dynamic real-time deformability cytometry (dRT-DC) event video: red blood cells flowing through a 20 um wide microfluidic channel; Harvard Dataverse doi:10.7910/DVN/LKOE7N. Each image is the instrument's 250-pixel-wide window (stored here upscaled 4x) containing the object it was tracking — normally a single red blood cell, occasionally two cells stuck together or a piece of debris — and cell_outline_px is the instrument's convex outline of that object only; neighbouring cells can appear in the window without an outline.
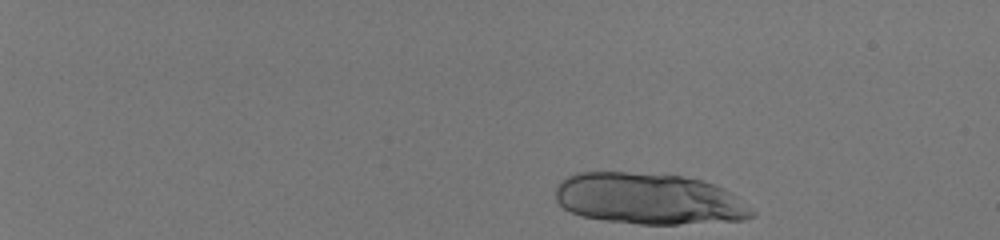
{"species": "human", "species_latin": "Homo sapiens", "temperature_condition": "room temperature", "stored_images_in_passage": 17, "camera_frame_rate_fps": 3000, "um_per_image_px": 0.085, "donor": {"sex": "male"}, "frame": {"image": 1, "passage_image": 1, "time_ms": 0.0, "image_size_px": [1000, 240], "cell_outline_px": [[756, 216], [744, 220], [676, 224], [640, 224], [604, 220], [584, 216], [572, 212], [564, 208], [556, 200], [556, 184], [560, 180], [576, 172], [628, 172], [680, 176], [704, 180], [716, 184], [732, 192], [756, 212]], "centroid_in_image_um": [55.18, 16.89], "position_along_channel_um": 29.8, "area_um2": 58.96}}